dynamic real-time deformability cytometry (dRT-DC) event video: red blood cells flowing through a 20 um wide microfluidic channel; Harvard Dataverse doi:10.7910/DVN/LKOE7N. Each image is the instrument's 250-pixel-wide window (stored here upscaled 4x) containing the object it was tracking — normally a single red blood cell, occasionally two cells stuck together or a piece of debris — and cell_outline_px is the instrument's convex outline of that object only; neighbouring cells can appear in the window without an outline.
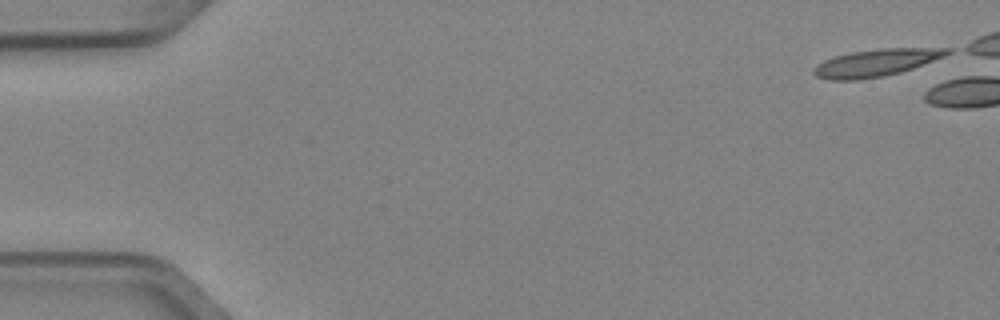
{"species": "Egyptian fruit bat (a non-hibernating species)", "species_latin": "Rousettus aegyptiacus", "temperature_condition": "cold", "stored_images_in_passage": 5, "camera_frame_rate_fps": 3000, "um_per_image_px": 0.085, "animal": {"sex": "female"}, "frame": {"image": 1, "passage_image": 1, "time_ms": 0.0, "image_size_px": [1000, 320], "cell_outline_px": [[952, 52], [944, 56], [912, 68], [900, 72], [884, 76], [856, 80], [828, 80], [816, 76], [812, 72], [812, 68], [816, 64], [824, 60], [836, 56], [852, 52], [880, 48], [952, 48]], "centroid_in_image_um": [74.43, 5.33], "position_along_channel_um": 10.6, "area_um2": 21.1}}